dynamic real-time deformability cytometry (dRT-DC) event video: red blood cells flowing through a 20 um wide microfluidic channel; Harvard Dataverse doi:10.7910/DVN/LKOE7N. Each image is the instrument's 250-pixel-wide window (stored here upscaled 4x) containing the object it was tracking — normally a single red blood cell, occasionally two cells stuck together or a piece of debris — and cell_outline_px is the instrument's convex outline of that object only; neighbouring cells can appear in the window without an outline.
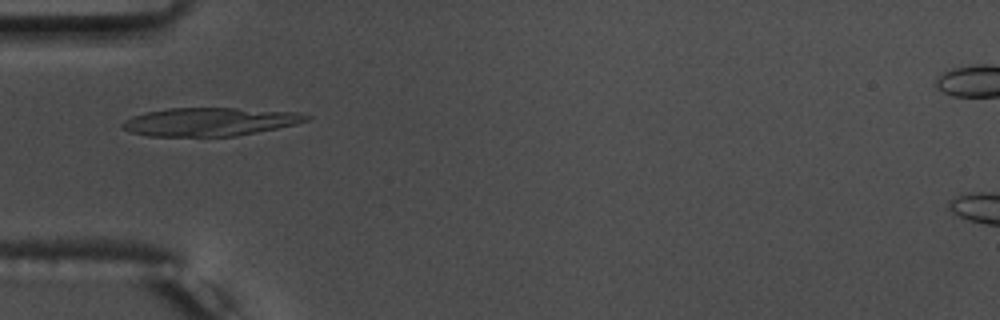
{"species": "common noctule bat (a hibernating species)", "species_latin": "Nyctalus noctula", "temperature_condition": "warm", "stored_images_in_passage": 44, "camera_frame_rate_fps": 3000, "um_per_image_px": 0.085, "animal": {"sex": "male", "body_mass_g": 17.5, "forearm_length_mm": 52.3}, "frame": {"image": 1, "passage_image": 7, "time_ms": 2.0, "image_size_px": [1000, 320], "cell_outline_px": [[312, 116], [308, 120], [296, 124], [236, 136], [148, 136], [132, 132], [120, 128], [120, 124], [124, 120], [132, 116], [144, 112], [168, 108], [236, 108], [300, 112]], "centroid_in_image_um": [17.81, 10.34], "position_along_channel_um": 67.2, "area_um2": 30.46}}
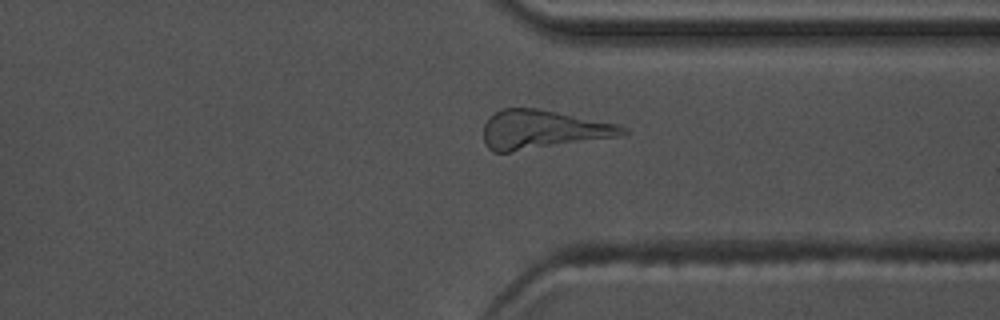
{"frame": {"image": 2, "passage_image": 31, "time_ms": 10.0, "image_size_px": [1000, 320], "cell_outline_px": [[628, 132], [616, 136], [512, 152], [492, 152], [484, 144], [484, 124], [488, 116], [504, 108], [536, 108], [620, 124], [628, 128]], "centroid_in_image_um": [46.09, 11.01], "position_along_channel_um": 365.3, "area_um2": 31.27}}
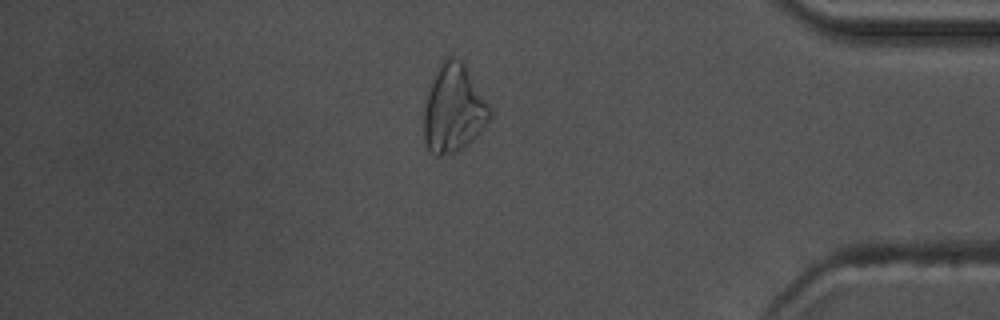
{"frame": {"image": 3, "passage_image": 36, "time_ms": 11.667, "image_size_px": [1000, 320], "cell_outline_px": [[492, 116], [480, 132], [464, 148], [456, 152], [440, 156], [436, 156], [428, 148], [424, 140], [424, 112], [428, 92], [432, 76], [440, 60], [448, 52], [460, 60], [464, 64], [492, 108]], "centroid_in_image_um": [38.56, 9.19], "position_along_channel_um": 396.6, "area_um2": 34.28}}